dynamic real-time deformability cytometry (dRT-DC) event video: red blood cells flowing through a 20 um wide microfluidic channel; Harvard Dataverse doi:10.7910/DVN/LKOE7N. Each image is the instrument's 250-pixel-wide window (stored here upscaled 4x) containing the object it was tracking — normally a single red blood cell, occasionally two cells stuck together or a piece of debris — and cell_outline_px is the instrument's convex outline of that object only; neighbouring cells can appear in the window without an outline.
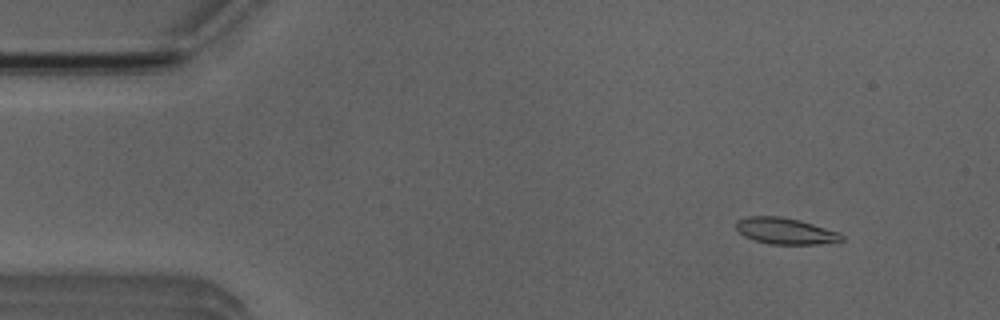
{"species": "Egyptian fruit bat (a non-hibernating species)", "species_latin": "Rousettus aegyptiacus", "temperature_condition": "room temperature", "stored_images_in_passage": 13, "camera_frame_rate_fps": 3000, "um_per_image_px": 0.085, "animal": {"sex": "male"}, "frame": {"image": 1, "passage_image": 6, "time_ms": 1.667, "image_size_px": [1000, 320], "cell_outline_px": [[844, 240], [820, 244], [772, 244], [752, 240], [744, 236], [736, 228], [736, 220], [748, 216], [780, 216], [800, 220], [840, 232], [844, 236]], "centroid_in_image_um": [66.76, 19.63], "position_along_channel_um": 18.2, "area_um2": 16.3}}